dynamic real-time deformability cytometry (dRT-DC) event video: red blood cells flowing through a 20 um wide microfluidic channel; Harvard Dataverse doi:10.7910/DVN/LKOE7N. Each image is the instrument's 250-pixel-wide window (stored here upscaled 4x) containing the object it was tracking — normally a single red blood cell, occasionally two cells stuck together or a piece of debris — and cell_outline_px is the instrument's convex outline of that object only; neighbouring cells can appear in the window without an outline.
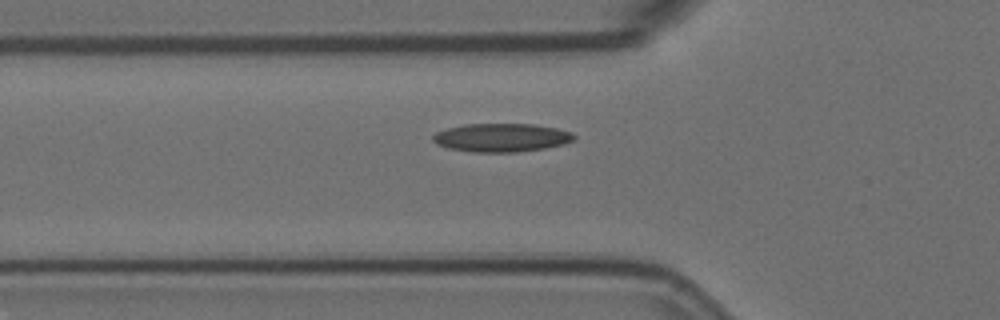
{"species": "Egyptian fruit bat (a non-hibernating species)", "species_latin": "Rousettus aegyptiacus", "temperature_condition": "room temperature", "stored_images_in_passage": 5, "camera_frame_rate_fps": 3000, "um_per_image_px": 0.085, "animal": {"sex": "female"}, "frame": {"image": 1, "passage_image": 5, "time_ms": 1.333, "image_size_px": [1000, 320], "cell_outline_px": [[576, 140], [564, 144], [544, 148], [516, 152], [472, 152], [448, 148], [436, 144], [432, 140], [432, 136], [436, 132], [448, 128], [464, 124], [532, 124], [556, 128], [572, 132], [576, 136]], "centroid_in_image_um": [42.63, 11.7], "position_along_channel_um": 83.2, "area_um2": 23.47}}